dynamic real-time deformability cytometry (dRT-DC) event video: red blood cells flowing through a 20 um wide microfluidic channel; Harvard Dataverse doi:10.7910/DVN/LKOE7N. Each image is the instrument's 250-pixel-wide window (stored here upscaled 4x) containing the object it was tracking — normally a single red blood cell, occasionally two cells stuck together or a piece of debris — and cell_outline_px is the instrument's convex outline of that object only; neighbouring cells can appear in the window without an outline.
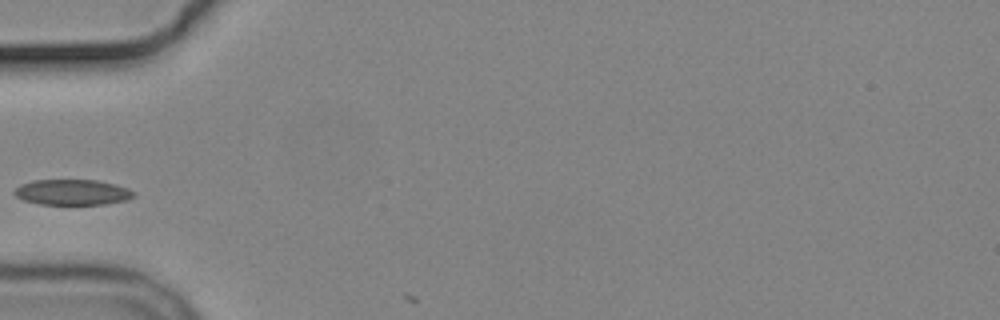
{"species": "common noctule bat (a hibernating species)", "species_latin": "Nyctalus noctula", "temperature_condition": "cold", "stored_images_in_passage": 3, "camera_frame_rate_fps": 3000, "um_per_image_px": 0.085, "animal": {"sex": "male", "body_mass_g": 19.2, "forearm_length_mm": 51.8}, "frame": {"image": 1, "passage_image": 2, "time_ms": 1.0, "image_size_px": [1000, 320], "cell_outline_px": [[136, 196], [128, 200], [104, 204], [40, 204], [24, 200], [16, 196], [12, 192], [20, 184], [32, 180], [96, 180], [116, 184], [128, 188], [136, 192]], "centroid_in_image_um": [6.18, 16.33], "position_along_channel_um": 78.8, "area_um2": 17.92}}